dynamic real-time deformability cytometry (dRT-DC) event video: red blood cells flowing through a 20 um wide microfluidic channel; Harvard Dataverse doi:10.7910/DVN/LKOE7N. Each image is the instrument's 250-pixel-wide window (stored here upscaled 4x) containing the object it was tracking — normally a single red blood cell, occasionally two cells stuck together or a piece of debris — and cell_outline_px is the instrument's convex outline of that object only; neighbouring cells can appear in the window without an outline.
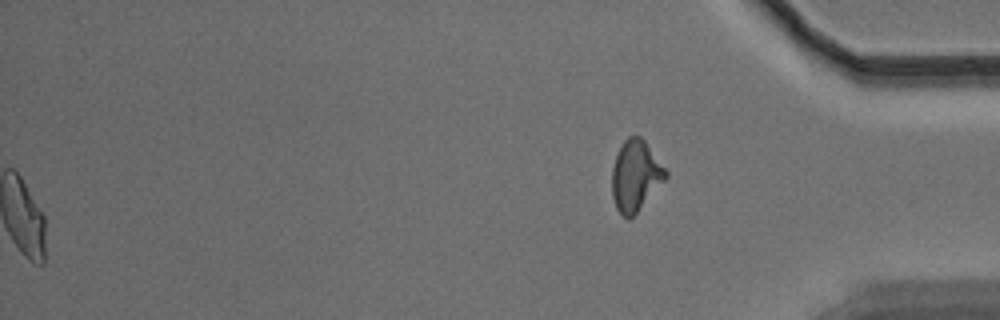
{"species": "Egyptian fruit bat (a non-hibernating species)", "species_latin": "Rousettus aegyptiacus", "temperature_condition": "warm", "stored_images_in_passage": 41, "segment_of_instrument_passage": [2, 2], "camera_frame_rate_fps": 3000, "um_per_image_px": 0.085, "animal": {"sex": "male"}, "frame": {"image": 1, "passage_image": 41, "time_ms": 13.333, "image_size_px": [1000, 320], "cell_outline_px": [[668, 176], [636, 212], [628, 220], [616, 208], [612, 196], [612, 168], [616, 156], [624, 140], [628, 136], [640, 136], [644, 140], [668, 172]], "centroid_in_image_um": [54.01, 14.92], "position_along_channel_um": 381.2, "area_um2": 21.68}}